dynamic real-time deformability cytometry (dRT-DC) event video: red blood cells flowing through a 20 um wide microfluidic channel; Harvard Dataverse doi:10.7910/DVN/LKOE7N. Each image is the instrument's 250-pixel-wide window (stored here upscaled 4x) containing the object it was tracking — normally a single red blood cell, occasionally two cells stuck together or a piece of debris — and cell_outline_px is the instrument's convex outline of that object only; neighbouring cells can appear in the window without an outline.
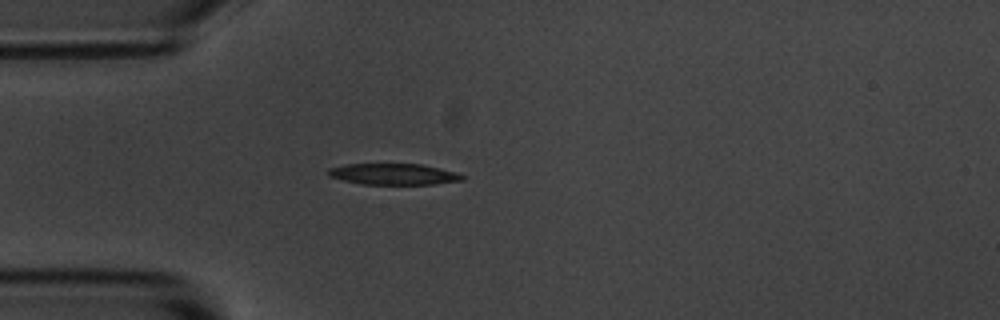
{"species": "common noctule bat (a hibernating species)", "species_latin": "Nyctalus noctula", "temperature_condition": "room temperature", "stored_images_in_passage": 41, "camera_frame_rate_fps": 3000, "um_per_image_px": 0.085, "animal": {"sex": "male", "body_mass_g": 20.1, "forearm_length_mm": 53.5}, "frame": {"image": 1, "passage_image": 1, "time_ms": 0.0, "image_size_px": [1000, 320], "cell_outline_px": [[464, 180], [436, 184], [360, 184], [328, 176], [328, 168], [344, 164], [420, 164], [440, 168], [456, 172], [464, 176]], "centroid_in_image_um": [33.45, 14.8], "position_along_channel_um": 51.6, "area_um2": 16.53}}
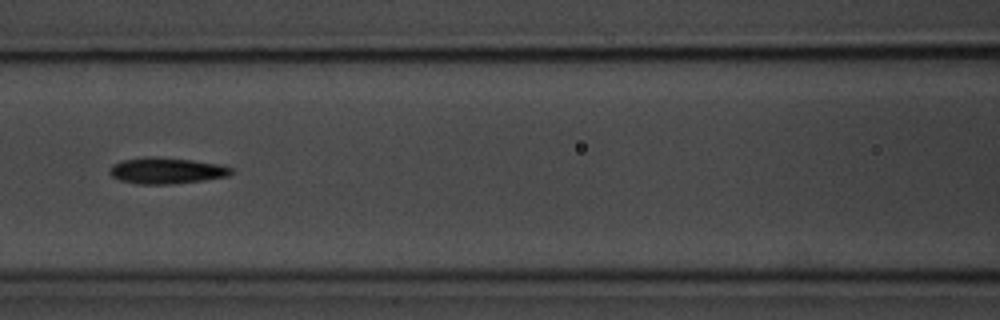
{"frame": {"image": 2, "passage_image": 10, "time_ms": 3.0, "image_size_px": [1000, 320], "cell_outline_px": [[232, 172], [228, 176], [200, 180], [168, 184], [136, 184], [120, 180], [112, 176], [108, 172], [108, 168], [112, 164], [124, 160], [148, 156], [156, 156], [192, 160], [220, 164], [232, 168]], "centroid_in_image_um": [14.1, 14.49], "position_along_channel_um": 152.5, "area_um2": 18.5}}
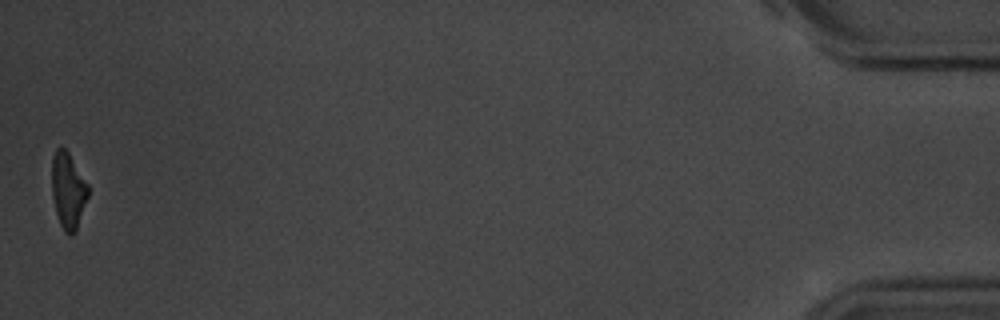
{"frame": {"image": 3, "passage_image": 41, "time_ms": 13.333, "image_size_px": [1000, 320], "cell_outline_px": [[88, 196], [76, 232], [64, 232], [60, 224], [56, 212], [52, 196], [52, 156], [56, 148], [64, 148], [68, 152], [88, 184]], "centroid_in_image_um": [5.78, 16.18], "position_along_channel_um": 429.4, "area_um2": 15.9}, "authors_computed_cell_mechanics": {"area_um2": 17.5712, "velocity_mm_per_s": 3.6015, "shape_relaxation_time_tau1_ms": 4.0345, "shape_relaxation_time_tau2_ms": 3.6084, "deformation_change_tau1": 0.1656, "deformation_change_tau2": 0.1359}}